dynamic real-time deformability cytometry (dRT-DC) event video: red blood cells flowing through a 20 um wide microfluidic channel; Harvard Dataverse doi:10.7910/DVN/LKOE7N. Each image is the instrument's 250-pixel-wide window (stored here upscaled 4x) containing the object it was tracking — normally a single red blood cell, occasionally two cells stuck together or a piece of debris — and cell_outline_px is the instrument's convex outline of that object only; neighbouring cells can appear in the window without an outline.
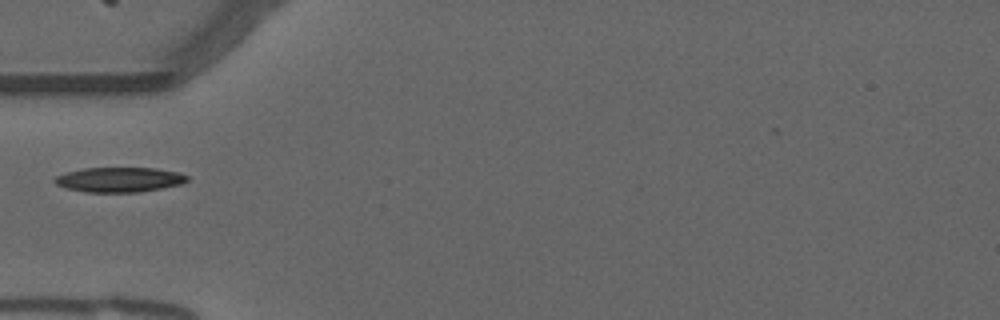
{"species": "common noctule bat (a hibernating species)", "species_latin": "Nyctalus noctula", "temperature_condition": "warm", "stored_images_in_passage": 35, "camera_frame_rate_fps": 3000, "um_per_image_px": 0.085, "animal": {"sex": "male", "forearm_length_mm": 52.5}, "frame": {"image": 1, "passage_image": 1, "time_ms": 0.0, "image_size_px": [1000, 320], "cell_outline_px": [[188, 180], [180, 184], [140, 192], [84, 192], [64, 188], [56, 184], [52, 180], [56, 176], [64, 172], [84, 168], [156, 168], [176, 172], [188, 176]], "centroid_in_image_um": [10.07, 15.27], "position_along_channel_um": 74.9, "area_um2": 19.19}}
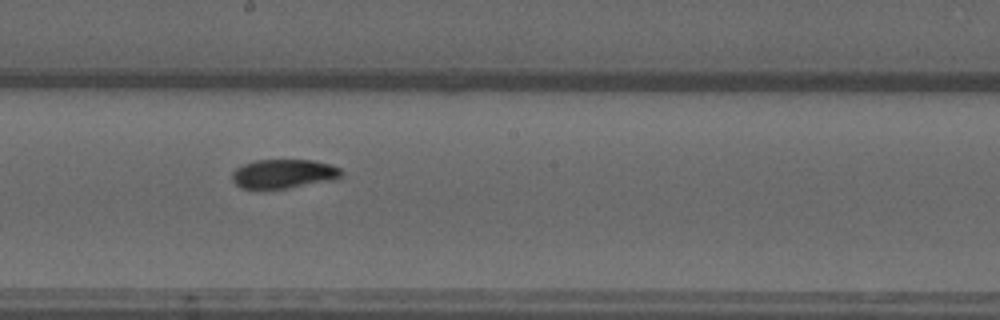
{"frame": {"image": 2, "passage_image": 13, "time_ms": 4.0, "image_size_px": [1000, 320], "cell_outline_px": [[344, 172], [336, 180], [288, 188], [240, 188], [232, 180], [232, 172], [236, 168], [244, 164], [256, 160], [312, 160], [328, 164], [340, 168]], "centroid_in_image_um": [24.13, 14.77], "position_along_channel_um": 224.1, "area_um2": 18.5}}
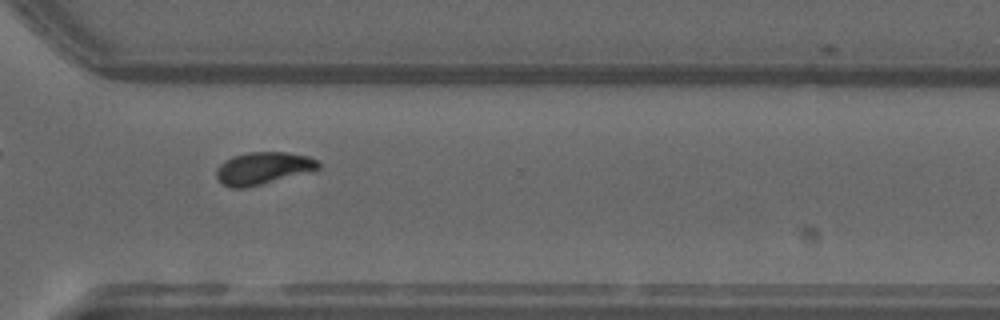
{"frame": {"image": 3, "passage_image": 23, "time_ms": 7.333, "image_size_px": [1000, 320], "cell_outline_px": [[320, 168], [260, 184], [244, 188], [232, 188], [224, 184], [216, 176], [216, 168], [220, 164], [232, 156], [248, 152], [284, 152], [308, 156], [316, 160], [320, 164]], "centroid_in_image_um": [22.31, 14.28], "position_along_channel_um": 348.3, "area_um2": 18.73}}